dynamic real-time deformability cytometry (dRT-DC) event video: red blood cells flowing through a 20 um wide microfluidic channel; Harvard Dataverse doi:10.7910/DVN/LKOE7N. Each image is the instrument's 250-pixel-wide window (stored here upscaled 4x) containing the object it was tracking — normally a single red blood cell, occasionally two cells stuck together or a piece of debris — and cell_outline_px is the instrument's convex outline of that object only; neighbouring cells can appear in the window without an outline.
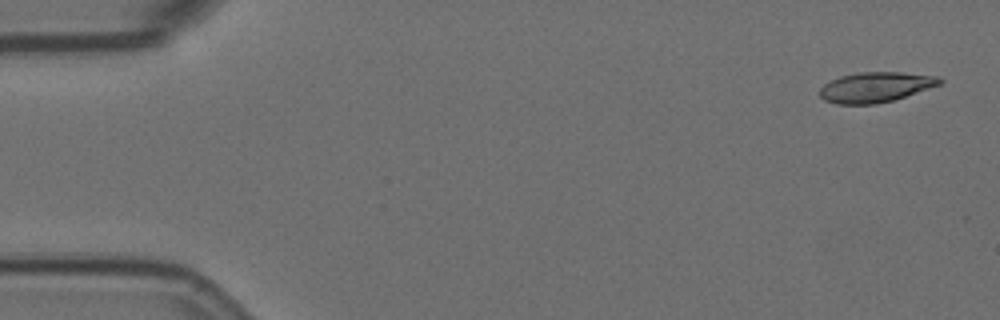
{"species": "Egyptian fruit bat (a non-hibernating species)", "species_latin": "Rousettus aegyptiacus", "temperature_condition": "room temperature", "stored_images_in_passage": 5, "camera_frame_rate_fps": 3000, "um_per_image_px": 0.085, "animal": {"sex": "female"}, "frame": {"image": 1, "passage_image": 1, "time_ms": 0.0, "image_size_px": [1000, 320], "cell_outline_px": [[944, 80], [940, 84], [892, 100], [876, 104], [836, 104], [824, 100], [820, 96], [820, 88], [824, 84], [840, 76], [860, 72], [900, 72], [940, 76]], "centroid_in_image_um": [74.41, 7.4], "position_along_channel_um": 10.6, "area_um2": 20.92}}
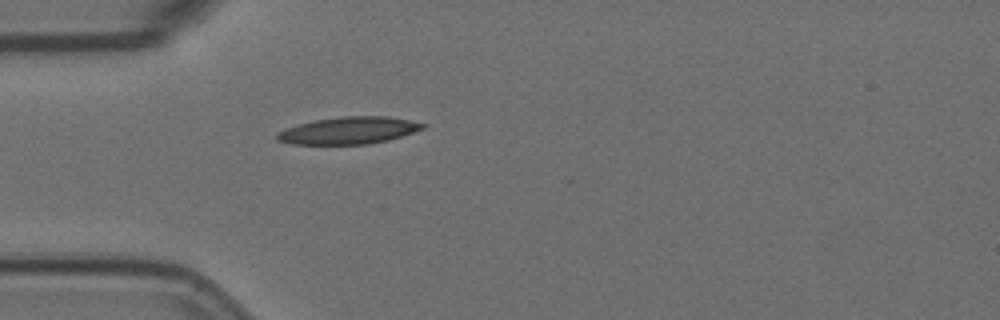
{"frame": {"image": 2, "passage_image": 5, "time_ms": 1.333, "image_size_px": [1000, 320], "cell_outline_px": [[428, 124], [424, 128], [388, 140], [368, 144], [292, 144], [276, 140], [276, 132], [284, 128], [312, 120], [344, 116], [388, 116]], "centroid_in_image_um": [29.59, 11.08], "position_along_channel_um": 55.4, "area_um2": 23.06}}